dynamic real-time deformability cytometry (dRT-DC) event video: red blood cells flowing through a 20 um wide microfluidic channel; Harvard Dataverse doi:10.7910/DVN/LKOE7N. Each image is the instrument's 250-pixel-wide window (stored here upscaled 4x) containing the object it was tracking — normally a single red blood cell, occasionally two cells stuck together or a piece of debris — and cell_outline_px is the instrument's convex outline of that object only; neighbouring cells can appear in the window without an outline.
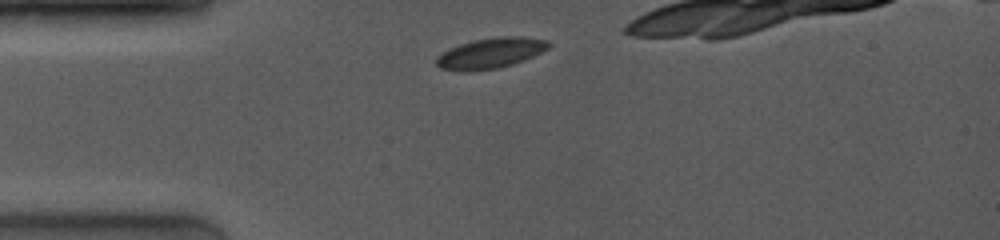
{"species": "common noctule bat (a hibernating species)", "species_latin": "Nyctalus noctula", "temperature_condition": "room temperature", "stored_images_in_passage": 2, "camera_frame_rate_fps": 4000, "um_per_image_px": 0.085, "animal": {"sex": "female", "body_mass_g": 19.0, "forearm_length_mm": 53.3}, "frame": {"image": 1, "passage_image": 1, "time_ms": 0.0, "image_size_px": [1000, 240], "cell_outline_px": [[552, 44], [548, 48], [532, 56], [512, 64], [496, 68], [472, 72], [464, 72], [440, 68], [436, 64], [436, 56], [440, 52], [448, 48], [472, 40], [496, 36], [520, 36], [548, 40]], "centroid_in_image_um": [41.64, 4.51], "position_along_channel_um": 43.4, "area_um2": 20.17}}
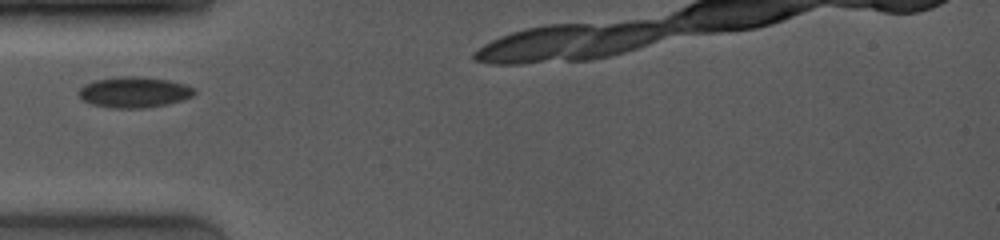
{"frame": {"image": 2, "passage_image": 2, "time_ms": 1.25, "image_size_px": [1000, 240], "cell_outline_px": [[196, 92], [192, 96], [180, 100], [164, 104], [144, 108], [108, 108], [92, 104], [84, 100], [76, 92], [84, 84], [96, 80], [120, 76], [140, 76], [168, 80], [184, 84], [196, 88]], "centroid_in_image_um": [11.38, 7.83], "position_along_channel_um": 73.6, "area_um2": 20.69}}